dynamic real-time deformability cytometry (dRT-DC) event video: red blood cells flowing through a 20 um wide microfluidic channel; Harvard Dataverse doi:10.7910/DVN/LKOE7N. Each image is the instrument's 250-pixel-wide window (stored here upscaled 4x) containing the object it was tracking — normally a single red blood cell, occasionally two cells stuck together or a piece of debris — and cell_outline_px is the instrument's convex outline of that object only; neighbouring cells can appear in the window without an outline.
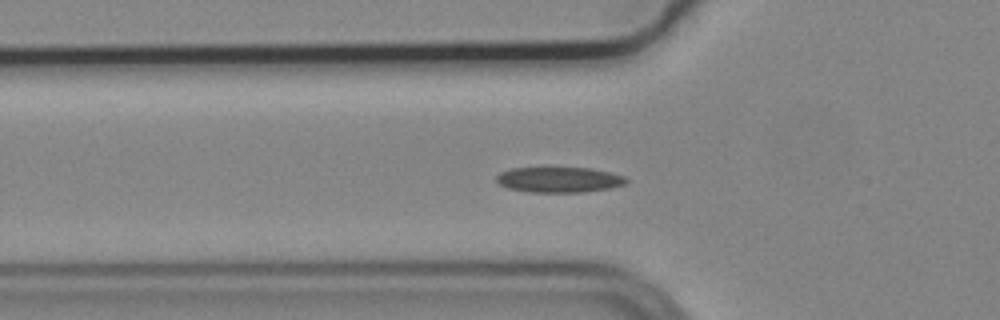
{"species": "common noctule bat (a hibernating species)", "species_latin": "Nyctalus noctula", "temperature_condition": "cold", "stored_images_in_passage": 36, "camera_frame_rate_fps": 3000, "um_per_image_px": 0.085, "animal": {"sex": "male", "body_mass_g": 19.2, "forearm_length_mm": 51.8}, "frame": {"image": 1, "passage_image": 2, "time_ms": 0.333, "image_size_px": [1000, 320], "cell_outline_px": [[628, 180], [624, 184], [612, 188], [580, 192], [532, 192], [508, 188], [500, 184], [496, 180], [496, 176], [500, 172], [512, 168], [592, 168], [624, 176]], "centroid_in_image_um": [47.52, 15.27], "position_along_channel_um": 78.3, "area_um2": 19.07}}
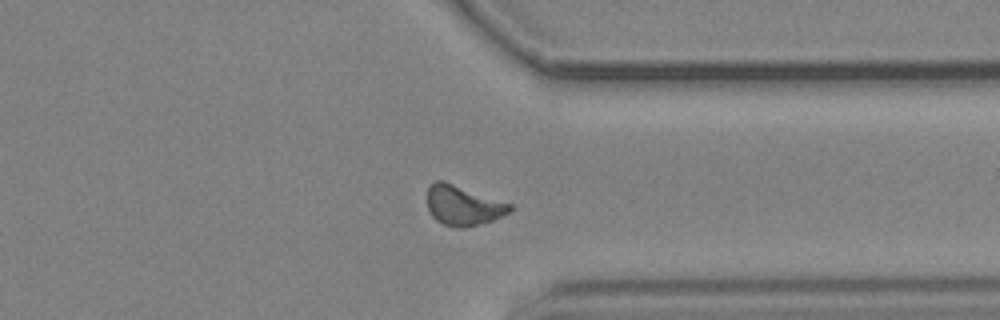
{"frame": {"image": 2, "passage_image": 26, "time_ms": 8.333, "image_size_px": [1000, 320], "cell_outline_px": [[512, 208], [508, 212], [492, 220], [464, 228], [456, 228], [444, 224], [436, 220], [432, 216], [428, 208], [428, 188], [436, 180], [444, 180], [512, 204]], "centroid_in_image_um": [39.34, 17.45], "position_along_channel_um": 372.1, "area_um2": 19.02}}
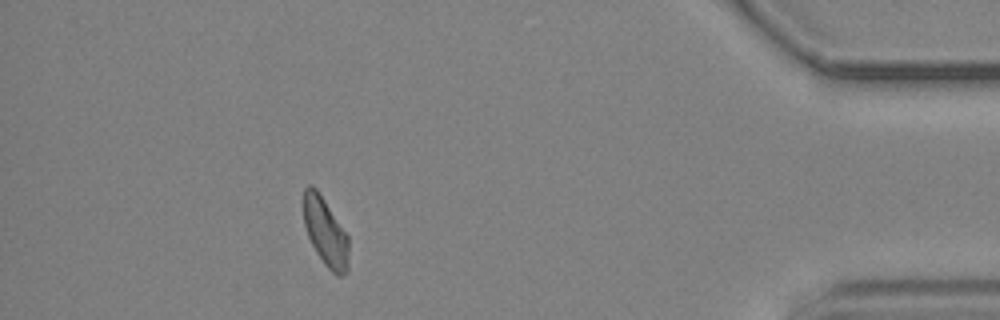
{"frame": {"image": 3, "passage_image": 33, "time_ms": 10.667, "image_size_px": [1000, 320], "cell_outline_px": [[348, 272], [340, 276], [336, 276], [324, 264], [316, 252], [308, 236], [304, 224], [304, 188], [308, 184], [312, 184], [316, 188], [348, 236]], "centroid_in_image_um": [27.66, 19.74], "position_along_channel_um": 407.5, "area_um2": 17.8}}